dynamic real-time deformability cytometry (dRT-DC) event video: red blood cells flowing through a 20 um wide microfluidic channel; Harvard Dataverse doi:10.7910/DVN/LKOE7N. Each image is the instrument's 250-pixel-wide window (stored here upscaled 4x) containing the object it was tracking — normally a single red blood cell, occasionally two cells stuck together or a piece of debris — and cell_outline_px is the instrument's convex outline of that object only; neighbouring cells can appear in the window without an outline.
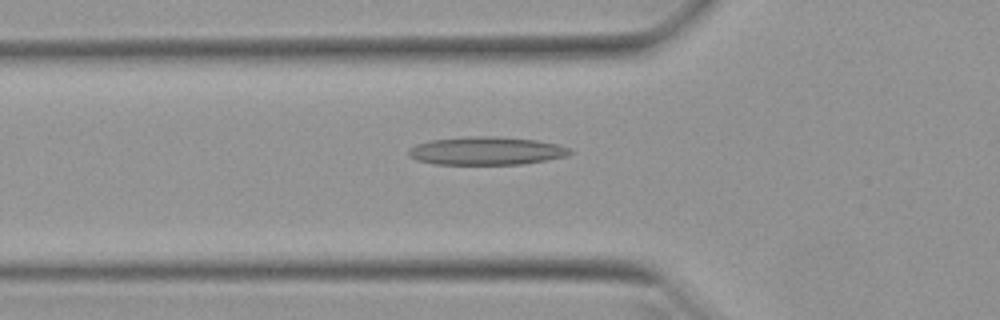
{"species": "Egyptian fruit bat (a non-hibernating species)", "species_latin": "Rousettus aegyptiacus", "temperature_condition": "warm", "stored_images_in_passage": 7, "camera_frame_rate_fps": 3000, "um_per_image_px": 0.085, "animal": {"sex": "female"}, "frame": {"image": 1, "passage_image": 3, "time_ms": 0.667, "image_size_px": [1000, 320], "cell_outline_px": [[576, 152], [568, 156], [520, 164], [436, 164], [416, 160], [408, 156], [408, 148], [416, 144], [432, 140], [468, 136], [496, 136], [536, 140], [556, 144], [568, 148]], "centroid_in_image_um": [41.33, 12.82], "position_along_channel_um": 84.5, "area_um2": 26.47}}